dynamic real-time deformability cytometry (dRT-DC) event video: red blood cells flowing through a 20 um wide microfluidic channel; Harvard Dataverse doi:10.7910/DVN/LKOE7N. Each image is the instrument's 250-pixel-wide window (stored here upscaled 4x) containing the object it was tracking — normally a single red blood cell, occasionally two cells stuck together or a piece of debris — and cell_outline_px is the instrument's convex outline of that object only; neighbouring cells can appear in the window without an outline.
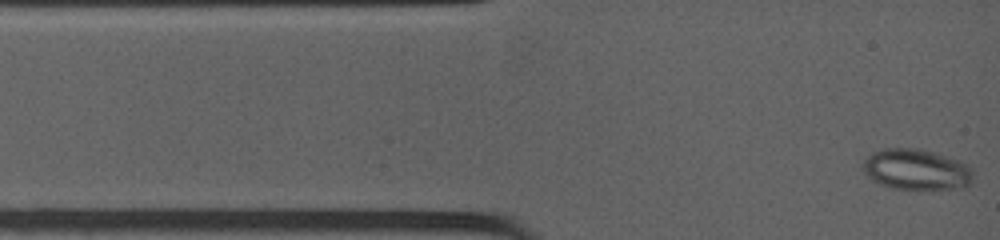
{"species": "common noctule bat (a hibernating species)", "species_latin": "Nyctalus noctula", "temperature_condition": "warm", "stored_images_in_passage": 4, "camera_frame_rate_fps": 4500, "um_per_image_px": 0.085, "animal": {"sex": "female", "body_mass_g": 19.0, "forearm_length_mm": 53.3}, "frame": {"image": 1, "passage_image": 1, "time_ms": 0.0, "image_size_px": [1000, 240], "cell_outline_px": [[972, 176], [968, 184], [964, 188], [932, 192], [920, 192], [892, 188], [880, 184], [872, 180], [860, 168], [864, 160], [868, 156], [884, 148], [920, 148], [956, 160], [964, 164], [968, 168]], "centroid_in_image_um": [77.85, 14.48], "position_along_channel_um": 7.2, "area_um2": 26.76}}
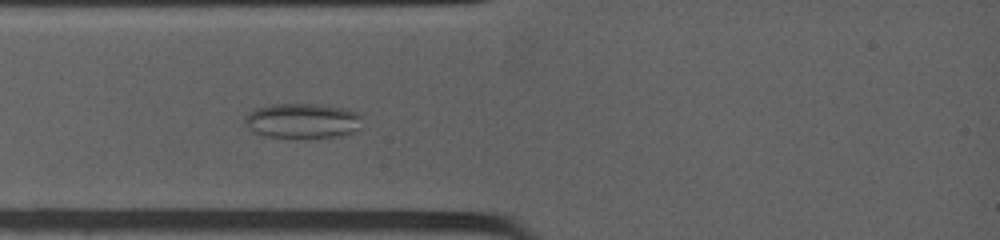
{"frame": {"image": 2, "passage_image": 4, "time_ms": 2.444, "image_size_px": [1000, 240], "cell_outline_px": [[364, 116], [360, 128], [352, 132], [336, 136], [288, 140], [264, 136], [252, 132], [244, 124], [244, 120], [248, 112], [256, 108], [272, 104], [316, 104], [344, 108], [360, 112]], "centroid_in_image_um": [25.7, 10.3], "position_along_channel_um": 59.3, "area_um2": 24.85}}